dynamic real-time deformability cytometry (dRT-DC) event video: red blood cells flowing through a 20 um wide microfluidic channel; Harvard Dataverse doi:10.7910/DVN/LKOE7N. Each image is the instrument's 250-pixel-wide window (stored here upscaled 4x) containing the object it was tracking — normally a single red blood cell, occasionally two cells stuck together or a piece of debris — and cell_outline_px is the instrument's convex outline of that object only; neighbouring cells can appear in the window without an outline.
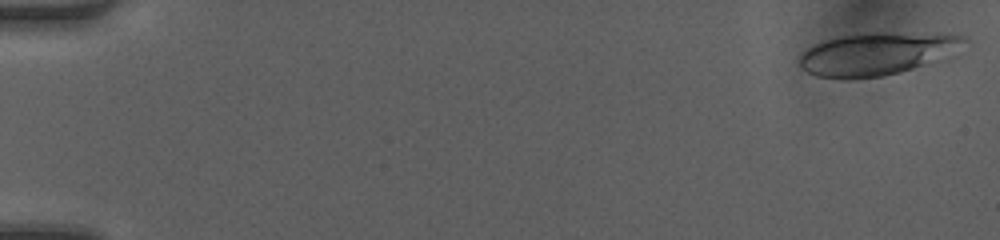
{"species": "human", "species_latin": "Homo sapiens", "temperature_condition": "room temperature", "stored_images_in_passage": 48, "camera_frame_rate_fps": 3000, "um_per_image_px": 0.085, "donor": {"sex": "female"}, "frame": {"image": 1, "passage_image": 1, "time_ms": 0.0, "image_size_px": [1000, 240], "cell_outline_px": [[968, 40], [912, 68], [900, 72], [880, 76], [852, 80], [844, 80], [816, 76], [800, 68], [800, 56], [808, 48], [816, 44], [840, 36], [872, 32], [888, 32], [968, 36]], "centroid_in_image_um": [74.31, 4.59], "position_along_channel_um": 10.7, "area_um2": 39.3}}
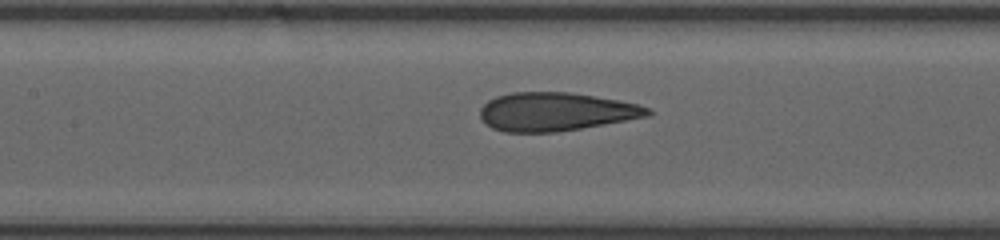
{"frame": {"image": 2, "passage_image": 23, "time_ms": 7.333, "image_size_px": [1000, 240], "cell_outline_px": [[652, 112], [648, 116], [580, 128], [556, 132], [504, 132], [492, 128], [480, 116], [480, 108], [488, 100], [496, 96], [512, 92], [568, 92], [620, 100], [640, 104], [652, 108]], "centroid_in_image_um": [47.25, 9.48], "position_along_channel_um": 160.2, "area_um2": 37.45}}
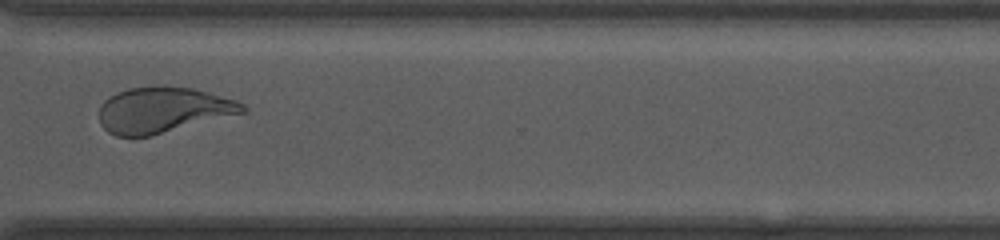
{"frame": {"image": 3, "passage_image": 37, "time_ms": 12.0, "image_size_px": [1000, 240], "cell_outline_px": [[248, 112], [152, 136], [116, 136], [108, 132], [100, 124], [100, 104], [108, 96], [116, 92], [128, 88], [192, 88], [208, 92], [236, 100], [244, 104], [248, 108]], "centroid_in_image_um": [13.88, 9.38], "position_along_channel_um": 356.7, "area_um2": 38.03}, "authors_computed_cell_mechanics": {"area_um2": 37.7434, "velocity_mm_per_s": 4.2226, "shape_relaxation_time_tau1_ms": 5.7607, "shape_relaxation_time_tau2_ms": 0.9859, "deformation_change_tau1": 0.1896, "deformation_change_tau2": 0.0791}}